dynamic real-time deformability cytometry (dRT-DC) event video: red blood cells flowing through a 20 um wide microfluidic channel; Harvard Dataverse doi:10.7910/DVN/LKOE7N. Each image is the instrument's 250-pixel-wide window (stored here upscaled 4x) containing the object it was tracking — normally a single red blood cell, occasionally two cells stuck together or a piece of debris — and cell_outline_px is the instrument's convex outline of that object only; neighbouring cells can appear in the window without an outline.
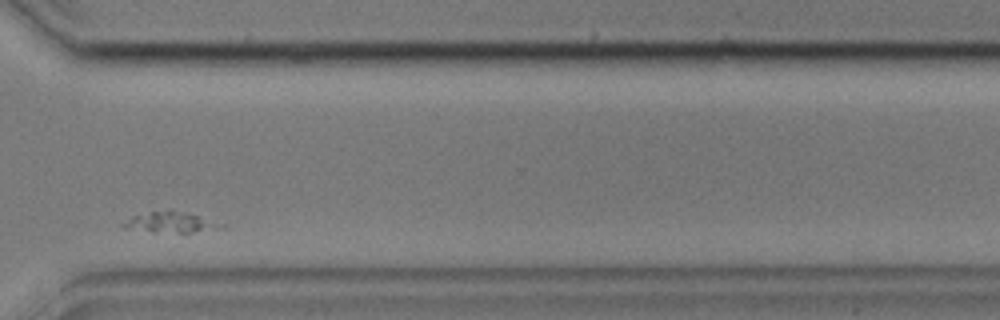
{"species": "common noctule bat (a hibernating species)", "species_latin": "Nyctalus noctula", "temperature_condition": "cold", "stored_images_in_passage": 42, "segment_of_instrument_passage": [1, 2], "camera_frame_rate_fps": 3000, "um_per_image_px": 0.085, "animal": {"sex": "male", "body_mass_g": 17.9, "forearm_length_mm": 54.2}, "frame": {"image": 1, "passage_image": 31, "time_ms": 10.0, "image_size_px": [1000, 320], "cell_outline_px": [[216, 228], [192, 232], [180, 232], [124, 228], [120, 224], [132, 216], [168, 208], [172, 208], [196, 216], [216, 224]], "centroid_in_image_um": [14.3, 18.84], "position_along_channel_um": 356.3, "area_um2": 10.81}}